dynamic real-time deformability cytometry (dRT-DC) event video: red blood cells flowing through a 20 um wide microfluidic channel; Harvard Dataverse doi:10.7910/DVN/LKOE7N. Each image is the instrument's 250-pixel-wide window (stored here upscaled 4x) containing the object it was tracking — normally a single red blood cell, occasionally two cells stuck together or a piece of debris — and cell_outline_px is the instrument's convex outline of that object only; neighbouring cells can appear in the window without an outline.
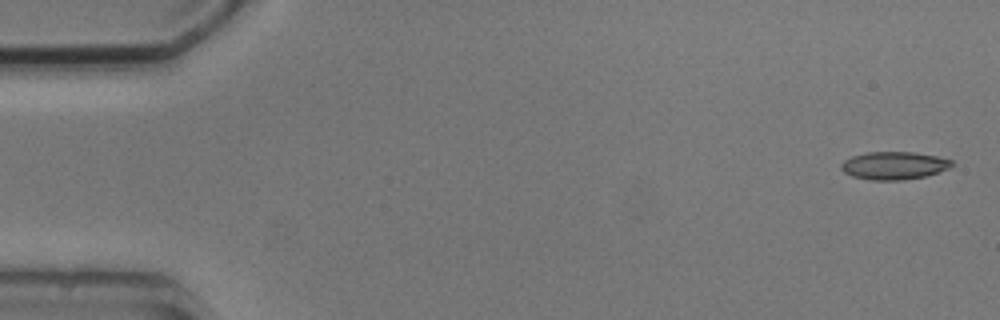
{"species": "common noctule bat (a hibernating species)", "species_latin": "Nyctalus noctula", "temperature_condition": "cold", "stored_images_in_passage": 5, "camera_frame_rate_fps": 3000, "um_per_image_px": 0.085, "animal": {"sex": "male", "body_mass_g": 20.5, "forearm_length_mm": 52.5}, "frame": {"image": 1, "passage_image": 1, "time_ms": 0.0, "image_size_px": [1000, 320], "cell_outline_px": [[956, 164], [948, 168], [924, 176], [904, 180], [872, 180], [852, 176], [844, 172], [840, 168], [840, 164], [844, 160], [852, 156], [864, 152], [916, 152], [936, 156], [952, 160]], "centroid_in_image_um": [75.97, 14.06], "position_along_channel_um": 9.0, "area_um2": 17.98}}
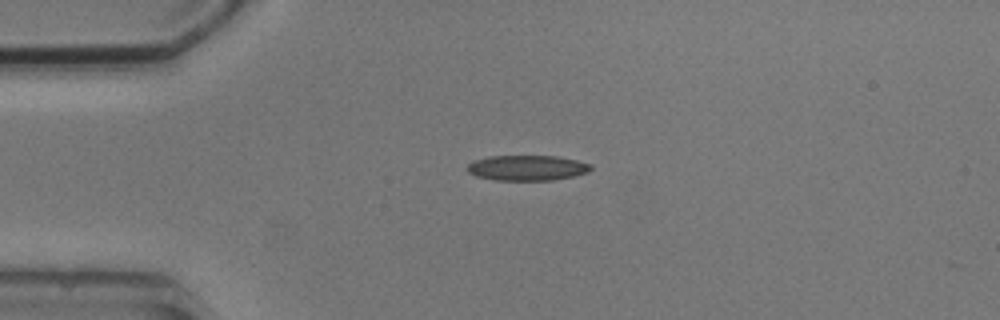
{"frame": {"image": 2, "passage_image": 4, "time_ms": 3.667, "image_size_px": [1000, 320], "cell_outline_px": [[592, 168], [588, 172], [572, 176], [552, 180], [496, 180], [476, 176], [468, 172], [464, 168], [472, 160], [488, 156], [556, 156], [576, 160], [592, 164]], "centroid_in_image_um": [44.76, 14.26], "position_along_channel_um": 40.2, "area_um2": 18.32}}